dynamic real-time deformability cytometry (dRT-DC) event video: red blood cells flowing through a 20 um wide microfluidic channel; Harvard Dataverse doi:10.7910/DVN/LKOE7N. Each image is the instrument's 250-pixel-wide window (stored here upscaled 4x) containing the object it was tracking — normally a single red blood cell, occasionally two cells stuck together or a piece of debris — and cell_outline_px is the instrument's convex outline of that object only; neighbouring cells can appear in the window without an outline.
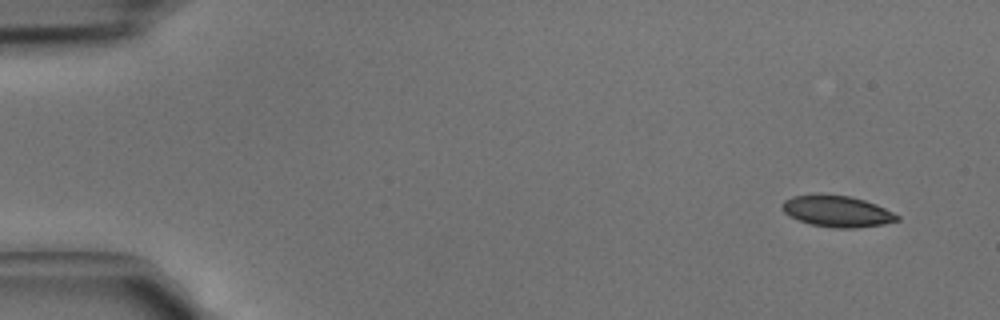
{"species": "common noctule bat (a hibernating species)", "species_latin": "Nyctalus noctula", "temperature_condition": "cold", "stored_images_in_passage": 4, "camera_frame_rate_fps": 3000, "um_per_image_px": 0.085, "animal": {"sex": "male", "body_mass_g": 15.6}, "frame": {"image": 1, "passage_image": 1, "time_ms": 0.0, "image_size_px": [1000, 320], "cell_outline_px": [[900, 220], [884, 224], [856, 228], [832, 228], [812, 224], [788, 216], [784, 212], [780, 204], [784, 200], [792, 196], [816, 192], [848, 196], [864, 200], [876, 204], [900, 216]], "centroid_in_image_um": [71.11, 17.93], "position_along_channel_um": 13.9, "area_um2": 21.33}}